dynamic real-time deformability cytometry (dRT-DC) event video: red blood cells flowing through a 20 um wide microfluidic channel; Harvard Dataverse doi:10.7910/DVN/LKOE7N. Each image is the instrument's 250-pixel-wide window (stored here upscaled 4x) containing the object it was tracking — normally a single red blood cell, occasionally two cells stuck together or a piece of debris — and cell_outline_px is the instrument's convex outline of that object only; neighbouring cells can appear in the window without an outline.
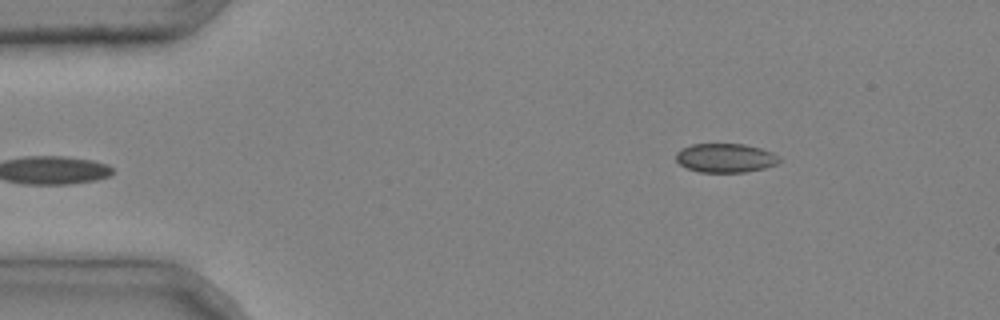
{"species": "common noctule bat (a hibernating species)", "species_latin": "Nyctalus noctula", "temperature_condition": "cold", "stored_images_in_passage": 5, "camera_frame_rate_fps": 3000, "um_per_image_px": 0.085, "animal": {"sex": "male", "body_mass_g": 20.4}, "frame": {"image": 1, "passage_image": 5, "time_ms": 1.333, "image_size_px": [1000, 320], "cell_outline_px": [[780, 160], [776, 164], [764, 168], [744, 172], [700, 172], [688, 168], [680, 164], [676, 160], [676, 152], [680, 148], [692, 144], [744, 144], [760, 148], [772, 152], [780, 156]], "centroid_in_image_um": [61.65, 13.42], "position_along_channel_um": 23.3, "area_um2": 17.46}}